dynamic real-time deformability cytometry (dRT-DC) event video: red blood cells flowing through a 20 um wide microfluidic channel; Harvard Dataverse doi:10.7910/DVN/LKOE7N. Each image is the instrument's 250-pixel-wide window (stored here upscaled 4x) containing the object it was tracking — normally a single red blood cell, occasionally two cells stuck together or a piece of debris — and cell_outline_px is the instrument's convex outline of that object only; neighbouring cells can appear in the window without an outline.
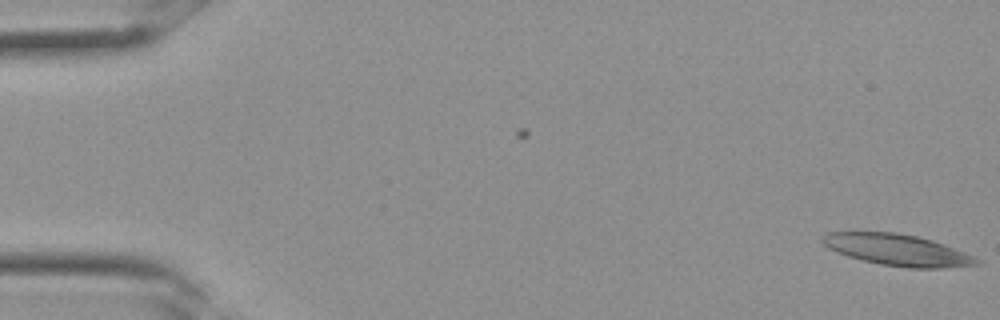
{"species": "Egyptian fruit bat (a non-hibernating species)", "species_latin": "Rousettus aegyptiacus", "temperature_condition": "room temperature", "stored_images_in_passage": 5, "camera_frame_rate_fps": 3000, "um_per_image_px": 0.085, "frame": {"image": 1, "passage_image": 5, "time_ms": 1.333, "image_size_px": [1000, 320], "cell_outline_px": [[984, 264], [940, 268], [908, 268], [880, 264], [848, 256], [836, 252], [828, 248], [820, 240], [820, 236], [828, 232], [896, 232], [916, 236], [932, 240], [964, 252], [980, 260]], "centroid_in_image_um": [76.25, 21.24], "position_along_channel_um": 8.7, "area_um2": 28.15}}